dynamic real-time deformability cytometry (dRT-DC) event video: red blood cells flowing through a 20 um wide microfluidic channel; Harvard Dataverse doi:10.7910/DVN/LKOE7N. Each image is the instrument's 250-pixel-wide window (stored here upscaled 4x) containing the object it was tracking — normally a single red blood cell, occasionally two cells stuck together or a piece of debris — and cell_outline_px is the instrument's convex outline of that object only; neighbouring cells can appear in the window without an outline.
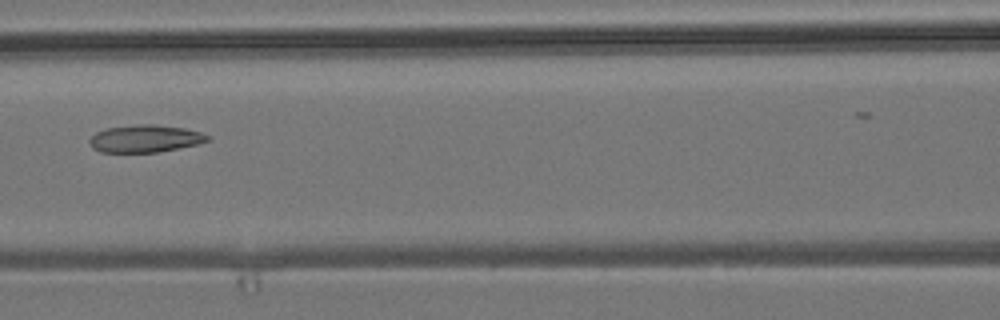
{"species": "common noctule bat (a hibernating species)", "species_latin": "Nyctalus noctula", "temperature_condition": "room temperature", "stored_images_in_passage": 7, "camera_frame_rate_fps": 3000, "um_per_image_px": 0.085, "animal": {"sex": "male", "body_mass_g": 19.2, "forearm_length_mm": 51.8}, "frame": {"image": 1, "passage_image": 7, "time_ms": 7.667, "image_size_px": [1000, 320], "cell_outline_px": [[212, 140], [200, 144], [156, 152], [100, 152], [92, 148], [88, 140], [96, 132], [108, 128], [136, 124], [152, 124], [184, 128], [200, 132], [212, 136]], "centroid_in_image_um": [12.37, 11.78], "position_along_channel_um": 154.2, "area_um2": 18.96}}